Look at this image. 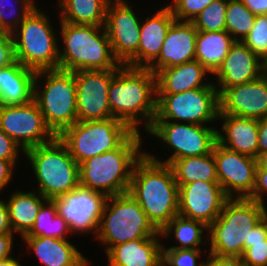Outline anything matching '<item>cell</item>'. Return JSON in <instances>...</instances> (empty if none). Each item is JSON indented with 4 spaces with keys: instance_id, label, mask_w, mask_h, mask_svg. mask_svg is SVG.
<instances>
[{
    "instance_id": "6da1fadb",
    "label": "cell",
    "mask_w": 267,
    "mask_h": 266,
    "mask_svg": "<svg viewBox=\"0 0 267 266\" xmlns=\"http://www.w3.org/2000/svg\"><path fill=\"white\" fill-rule=\"evenodd\" d=\"M108 100L112 118L136 132H140L143 125L146 132L156 116L155 73L149 68L121 65L111 79Z\"/></svg>"
},
{
    "instance_id": "7a4b0ae2",
    "label": "cell",
    "mask_w": 267,
    "mask_h": 266,
    "mask_svg": "<svg viewBox=\"0 0 267 266\" xmlns=\"http://www.w3.org/2000/svg\"><path fill=\"white\" fill-rule=\"evenodd\" d=\"M128 193L159 231L178 215L179 186L171 167L145 153L133 167Z\"/></svg>"
},
{
    "instance_id": "3957f363",
    "label": "cell",
    "mask_w": 267,
    "mask_h": 266,
    "mask_svg": "<svg viewBox=\"0 0 267 266\" xmlns=\"http://www.w3.org/2000/svg\"><path fill=\"white\" fill-rule=\"evenodd\" d=\"M142 137L134 131L118 148L79 164L80 186L106 197L128 193L133 167L145 153Z\"/></svg>"
},
{
    "instance_id": "277c9868",
    "label": "cell",
    "mask_w": 267,
    "mask_h": 266,
    "mask_svg": "<svg viewBox=\"0 0 267 266\" xmlns=\"http://www.w3.org/2000/svg\"><path fill=\"white\" fill-rule=\"evenodd\" d=\"M62 45L59 43L58 69L79 70L118 69L104 26L73 24L60 21ZM63 46V49L61 46Z\"/></svg>"
},
{
    "instance_id": "5b68a950",
    "label": "cell",
    "mask_w": 267,
    "mask_h": 266,
    "mask_svg": "<svg viewBox=\"0 0 267 266\" xmlns=\"http://www.w3.org/2000/svg\"><path fill=\"white\" fill-rule=\"evenodd\" d=\"M265 205L247 198H230L208 227V254L241 258L251 230L265 217Z\"/></svg>"
},
{
    "instance_id": "8992f818",
    "label": "cell",
    "mask_w": 267,
    "mask_h": 266,
    "mask_svg": "<svg viewBox=\"0 0 267 266\" xmlns=\"http://www.w3.org/2000/svg\"><path fill=\"white\" fill-rule=\"evenodd\" d=\"M24 155L37 182L35 190L47 200L61 197L80 186L79 164L58 136L25 150Z\"/></svg>"
},
{
    "instance_id": "52a82bcc",
    "label": "cell",
    "mask_w": 267,
    "mask_h": 266,
    "mask_svg": "<svg viewBox=\"0 0 267 266\" xmlns=\"http://www.w3.org/2000/svg\"><path fill=\"white\" fill-rule=\"evenodd\" d=\"M49 19L44 10L36 6L11 33L15 60L24 67L34 71L58 69L61 40Z\"/></svg>"
},
{
    "instance_id": "ba28073f",
    "label": "cell",
    "mask_w": 267,
    "mask_h": 266,
    "mask_svg": "<svg viewBox=\"0 0 267 266\" xmlns=\"http://www.w3.org/2000/svg\"><path fill=\"white\" fill-rule=\"evenodd\" d=\"M34 100L43 114L46 125L56 136L78 122L73 72L61 69L37 71Z\"/></svg>"
},
{
    "instance_id": "9c48e42d",
    "label": "cell",
    "mask_w": 267,
    "mask_h": 266,
    "mask_svg": "<svg viewBox=\"0 0 267 266\" xmlns=\"http://www.w3.org/2000/svg\"><path fill=\"white\" fill-rule=\"evenodd\" d=\"M159 233L140 204L125 193L107 197L95 238L105 245L106 253L112 246Z\"/></svg>"
},
{
    "instance_id": "30bf717a",
    "label": "cell",
    "mask_w": 267,
    "mask_h": 266,
    "mask_svg": "<svg viewBox=\"0 0 267 266\" xmlns=\"http://www.w3.org/2000/svg\"><path fill=\"white\" fill-rule=\"evenodd\" d=\"M133 132L126 123L110 118L76 122L65 128L58 138L74 160L81 164L88 158L118 148Z\"/></svg>"
},
{
    "instance_id": "8fae6325",
    "label": "cell",
    "mask_w": 267,
    "mask_h": 266,
    "mask_svg": "<svg viewBox=\"0 0 267 266\" xmlns=\"http://www.w3.org/2000/svg\"><path fill=\"white\" fill-rule=\"evenodd\" d=\"M146 133L162 141L172 154L164 160L148 151L145 154L153 161L169 165L184 157L203 156L213 152L217 143V127L172 121H153ZM160 139V140H159ZM161 159V160H160ZM164 160V161H163Z\"/></svg>"
},
{
    "instance_id": "7c38bea8",
    "label": "cell",
    "mask_w": 267,
    "mask_h": 266,
    "mask_svg": "<svg viewBox=\"0 0 267 266\" xmlns=\"http://www.w3.org/2000/svg\"><path fill=\"white\" fill-rule=\"evenodd\" d=\"M156 99V116L153 121L208 126L211 122H218L219 94L216 88H195L175 94H156Z\"/></svg>"
},
{
    "instance_id": "4fadbf2b",
    "label": "cell",
    "mask_w": 267,
    "mask_h": 266,
    "mask_svg": "<svg viewBox=\"0 0 267 266\" xmlns=\"http://www.w3.org/2000/svg\"><path fill=\"white\" fill-rule=\"evenodd\" d=\"M127 0H111L106 11L105 29L114 57L121 65L138 68L141 20Z\"/></svg>"
},
{
    "instance_id": "5bb4252c",
    "label": "cell",
    "mask_w": 267,
    "mask_h": 266,
    "mask_svg": "<svg viewBox=\"0 0 267 266\" xmlns=\"http://www.w3.org/2000/svg\"><path fill=\"white\" fill-rule=\"evenodd\" d=\"M0 128L12 138L23 152L52 141L56 135L46 125L38 104L0 106Z\"/></svg>"
},
{
    "instance_id": "9a60e30c",
    "label": "cell",
    "mask_w": 267,
    "mask_h": 266,
    "mask_svg": "<svg viewBox=\"0 0 267 266\" xmlns=\"http://www.w3.org/2000/svg\"><path fill=\"white\" fill-rule=\"evenodd\" d=\"M117 69L73 72L76 83L78 122L112 118L108 90Z\"/></svg>"
},
{
    "instance_id": "2e32d148",
    "label": "cell",
    "mask_w": 267,
    "mask_h": 266,
    "mask_svg": "<svg viewBox=\"0 0 267 266\" xmlns=\"http://www.w3.org/2000/svg\"><path fill=\"white\" fill-rule=\"evenodd\" d=\"M106 199L102 193L79 186L53 201L74 235L95 233V238Z\"/></svg>"
},
{
    "instance_id": "e0dca14e",
    "label": "cell",
    "mask_w": 267,
    "mask_h": 266,
    "mask_svg": "<svg viewBox=\"0 0 267 266\" xmlns=\"http://www.w3.org/2000/svg\"><path fill=\"white\" fill-rule=\"evenodd\" d=\"M213 155L218 183L226 195L229 198H248L255 186L257 158L231 151L218 143Z\"/></svg>"
},
{
    "instance_id": "ac0fdd59",
    "label": "cell",
    "mask_w": 267,
    "mask_h": 266,
    "mask_svg": "<svg viewBox=\"0 0 267 266\" xmlns=\"http://www.w3.org/2000/svg\"><path fill=\"white\" fill-rule=\"evenodd\" d=\"M179 186L178 215L209 227L230 199L218 182L195 181Z\"/></svg>"
},
{
    "instance_id": "d6986e66",
    "label": "cell",
    "mask_w": 267,
    "mask_h": 266,
    "mask_svg": "<svg viewBox=\"0 0 267 266\" xmlns=\"http://www.w3.org/2000/svg\"><path fill=\"white\" fill-rule=\"evenodd\" d=\"M219 114L260 120L267 117V76L224 89L219 94Z\"/></svg>"
},
{
    "instance_id": "ffe728a7",
    "label": "cell",
    "mask_w": 267,
    "mask_h": 266,
    "mask_svg": "<svg viewBox=\"0 0 267 266\" xmlns=\"http://www.w3.org/2000/svg\"><path fill=\"white\" fill-rule=\"evenodd\" d=\"M264 75V61L242 41H235L212 77L220 94L224 89L255 81Z\"/></svg>"
},
{
    "instance_id": "44dd1931",
    "label": "cell",
    "mask_w": 267,
    "mask_h": 266,
    "mask_svg": "<svg viewBox=\"0 0 267 266\" xmlns=\"http://www.w3.org/2000/svg\"><path fill=\"white\" fill-rule=\"evenodd\" d=\"M198 30L192 22L175 20L169 28L159 57L148 67L156 73L195 60Z\"/></svg>"
},
{
    "instance_id": "7402d4cb",
    "label": "cell",
    "mask_w": 267,
    "mask_h": 266,
    "mask_svg": "<svg viewBox=\"0 0 267 266\" xmlns=\"http://www.w3.org/2000/svg\"><path fill=\"white\" fill-rule=\"evenodd\" d=\"M161 233L112 246L107 252V266H162Z\"/></svg>"
},
{
    "instance_id": "603a6c76",
    "label": "cell",
    "mask_w": 267,
    "mask_h": 266,
    "mask_svg": "<svg viewBox=\"0 0 267 266\" xmlns=\"http://www.w3.org/2000/svg\"><path fill=\"white\" fill-rule=\"evenodd\" d=\"M142 16L138 68H148L159 57L166 34L176 19L168 4L160 7L152 16Z\"/></svg>"
},
{
    "instance_id": "cb8c5ba5",
    "label": "cell",
    "mask_w": 267,
    "mask_h": 266,
    "mask_svg": "<svg viewBox=\"0 0 267 266\" xmlns=\"http://www.w3.org/2000/svg\"><path fill=\"white\" fill-rule=\"evenodd\" d=\"M217 143L243 155L258 158V120L218 114Z\"/></svg>"
},
{
    "instance_id": "d4e9b609",
    "label": "cell",
    "mask_w": 267,
    "mask_h": 266,
    "mask_svg": "<svg viewBox=\"0 0 267 266\" xmlns=\"http://www.w3.org/2000/svg\"><path fill=\"white\" fill-rule=\"evenodd\" d=\"M155 75L156 94H175L195 88H216L213 82L206 80L211 73L197 60L162 68Z\"/></svg>"
},
{
    "instance_id": "484cf974",
    "label": "cell",
    "mask_w": 267,
    "mask_h": 266,
    "mask_svg": "<svg viewBox=\"0 0 267 266\" xmlns=\"http://www.w3.org/2000/svg\"><path fill=\"white\" fill-rule=\"evenodd\" d=\"M21 239L43 266H89L85 257L69 239L23 236ZM29 248V249H28Z\"/></svg>"
},
{
    "instance_id": "4316f807",
    "label": "cell",
    "mask_w": 267,
    "mask_h": 266,
    "mask_svg": "<svg viewBox=\"0 0 267 266\" xmlns=\"http://www.w3.org/2000/svg\"><path fill=\"white\" fill-rule=\"evenodd\" d=\"M37 71L24 67L20 62L0 68V106H15L34 99Z\"/></svg>"
},
{
    "instance_id": "83f0119b",
    "label": "cell",
    "mask_w": 267,
    "mask_h": 266,
    "mask_svg": "<svg viewBox=\"0 0 267 266\" xmlns=\"http://www.w3.org/2000/svg\"><path fill=\"white\" fill-rule=\"evenodd\" d=\"M10 197V198H9ZM5 199L13 233L21 238L27 235L36 221L37 214L47 199L38 191L16 190Z\"/></svg>"
},
{
    "instance_id": "f1b7e54d",
    "label": "cell",
    "mask_w": 267,
    "mask_h": 266,
    "mask_svg": "<svg viewBox=\"0 0 267 266\" xmlns=\"http://www.w3.org/2000/svg\"><path fill=\"white\" fill-rule=\"evenodd\" d=\"M235 42L226 31H198L195 45V60L213 75L229 53Z\"/></svg>"
},
{
    "instance_id": "f546056e",
    "label": "cell",
    "mask_w": 267,
    "mask_h": 266,
    "mask_svg": "<svg viewBox=\"0 0 267 266\" xmlns=\"http://www.w3.org/2000/svg\"><path fill=\"white\" fill-rule=\"evenodd\" d=\"M205 231L208 227L204 223L177 215L160 231L162 239H175V246L163 244V249H202L208 242Z\"/></svg>"
},
{
    "instance_id": "4dcf8cb0",
    "label": "cell",
    "mask_w": 267,
    "mask_h": 266,
    "mask_svg": "<svg viewBox=\"0 0 267 266\" xmlns=\"http://www.w3.org/2000/svg\"><path fill=\"white\" fill-rule=\"evenodd\" d=\"M111 0H60L56 6L59 20L73 24L104 26Z\"/></svg>"
},
{
    "instance_id": "1f68e13d",
    "label": "cell",
    "mask_w": 267,
    "mask_h": 266,
    "mask_svg": "<svg viewBox=\"0 0 267 266\" xmlns=\"http://www.w3.org/2000/svg\"><path fill=\"white\" fill-rule=\"evenodd\" d=\"M169 166L177 185H185L198 180L218 182L213 152L203 156L177 159L172 161Z\"/></svg>"
},
{
    "instance_id": "d6a6232c",
    "label": "cell",
    "mask_w": 267,
    "mask_h": 266,
    "mask_svg": "<svg viewBox=\"0 0 267 266\" xmlns=\"http://www.w3.org/2000/svg\"><path fill=\"white\" fill-rule=\"evenodd\" d=\"M72 234L69 224L57 213L53 200H47L40 208L34 226L25 236L67 239Z\"/></svg>"
},
{
    "instance_id": "836d02e7",
    "label": "cell",
    "mask_w": 267,
    "mask_h": 266,
    "mask_svg": "<svg viewBox=\"0 0 267 266\" xmlns=\"http://www.w3.org/2000/svg\"><path fill=\"white\" fill-rule=\"evenodd\" d=\"M255 18L241 0H228L225 30L235 41H242L251 32Z\"/></svg>"
},
{
    "instance_id": "e575fe53",
    "label": "cell",
    "mask_w": 267,
    "mask_h": 266,
    "mask_svg": "<svg viewBox=\"0 0 267 266\" xmlns=\"http://www.w3.org/2000/svg\"><path fill=\"white\" fill-rule=\"evenodd\" d=\"M35 2L36 0H0V26L7 33H12L38 5Z\"/></svg>"
},
{
    "instance_id": "d590c367",
    "label": "cell",
    "mask_w": 267,
    "mask_h": 266,
    "mask_svg": "<svg viewBox=\"0 0 267 266\" xmlns=\"http://www.w3.org/2000/svg\"><path fill=\"white\" fill-rule=\"evenodd\" d=\"M227 5L228 0H215L191 22L198 31L211 32L225 30Z\"/></svg>"
},
{
    "instance_id": "8d00e7d4",
    "label": "cell",
    "mask_w": 267,
    "mask_h": 266,
    "mask_svg": "<svg viewBox=\"0 0 267 266\" xmlns=\"http://www.w3.org/2000/svg\"><path fill=\"white\" fill-rule=\"evenodd\" d=\"M242 42L262 61L267 59V15H257L251 32Z\"/></svg>"
},
{
    "instance_id": "74e56055",
    "label": "cell",
    "mask_w": 267,
    "mask_h": 266,
    "mask_svg": "<svg viewBox=\"0 0 267 266\" xmlns=\"http://www.w3.org/2000/svg\"><path fill=\"white\" fill-rule=\"evenodd\" d=\"M201 249H163L162 266H205V260H200ZM199 262V263H198Z\"/></svg>"
},
{
    "instance_id": "f35d334b",
    "label": "cell",
    "mask_w": 267,
    "mask_h": 266,
    "mask_svg": "<svg viewBox=\"0 0 267 266\" xmlns=\"http://www.w3.org/2000/svg\"><path fill=\"white\" fill-rule=\"evenodd\" d=\"M215 0H171L168 5L178 21L191 22Z\"/></svg>"
},
{
    "instance_id": "ab89813d",
    "label": "cell",
    "mask_w": 267,
    "mask_h": 266,
    "mask_svg": "<svg viewBox=\"0 0 267 266\" xmlns=\"http://www.w3.org/2000/svg\"><path fill=\"white\" fill-rule=\"evenodd\" d=\"M241 259L245 266H267V240L245 243Z\"/></svg>"
},
{
    "instance_id": "60d3db41",
    "label": "cell",
    "mask_w": 267,
    "mask_h": 266,
    "mask_svg": "<svg viewBox=\"0 0 267 266\" xmlns=\"http://www.w3.org/2000/svg\"><path fill=\"white\" fill-rule=\"evenodd\" d=\"M23 149L0 128V159L18 160Z\"/></svg>"
},
{
    "instance_id": "b9f144b4",
    "label": "cell",
    "mask_w": 267,
    "mask_h": 266,
    "mask_svg": "<svg viewBox=\"0 0 267 266\" xmlns=\"http://www.w3.org/2000/svg\"><path fill=\"white\" fill-rule=\"evenodd\" d=\"M265 194L267 195V168H261L259 165H257L255 186L252 194L247 199L257 201L258 203L267 204V202L265 203L267 200V198H265Z\"/></svg>"
},
{
    "instance_id": "7bdbcfd3",
    "label": "cell",
    "mask_w": 267,
    "mask_h": 266,
    "mask_svg": "<svg viewBox=\"0 0 267 266\" xmlns=\"http://www.w3.org/2000/svg\"><path fill=\"white\" fill-rule=\"evenodd\" d=\"M15 61L14 42L11 33H0V68Z\"/></svg>"
},
{
    "instance_id": "ee69618b",
    "label": "cell",
    "mask_w": 267,
    "mask_h": 266,
    "mask_svg": "<svg viewBox=\"0 0 267 266\" xmlns=\"http://www.w3.org/2000/svg\"><path fill=\"white\" fill-rule=\"evenodd\" d=\"M18 164L17 160H2L0 159V191L2 193V190L10 184L9 182H12L14 172L16 170V165Z\"/></svg>"
},
{
    "instance_id": "f6af8a7d",
    "label": "cell",
    "mask_w": 267,
    "mask_h": 266,
    "mask_svg": "<svg viewBox=\"0 0 267 266\" xmlns=\"http://www.w3.org/2000/svg\"><path fill=\"white\" fill-rule=\"evenodd\" d=\"M14 233L0 234V260L10 257L14 244Z\"/></svg>"
},
{
    "instance_id": "bcb514c9",
    "label": "cell",
    "mask_w": 267,
    "mask_h": 266,
    "mask_svg": "<svg viewBox=\"0 0 267 266\" xmlns=\"http://www.w3.org/2000/svg\"><path fill=\"white\" fill-rule=\"evenodd\" d=\"M205 260V266H245L241 258H219L208 254Z\"/></svg>"
},
{
    "instance_id": "7dc6e473",
    "label": "cell",
    "mask_w": 267,
    "mask_h": 266,
    "mask_svg": "<svg viewBox=\"0 0 267 266\" xmlns=\"http://www.w3.org/2000/svg\"><path fill=\"white\" fill-rule=\"evenodd\" d=\"M263 240H267V219L265 217L251 230L249 243L263 242Z\"/></svg>"
},
{
    "instance_id": "c3c4849f",
    "label": "cell",
    "mask_w": 267,
    "mask_h": 266,
    "mask_svg": "<svg viewBox=\"0 0 267 266\" xmlns=\"http://www.w3.org/2000/svg\"><path fill=\"white\" fill-rule=\"evenodd\" d=\"M267 151V117L258 120V157Z\"/></svg>"
},
{
    "instance_id": "681fc988",
    "label": "cell",
    "mask_w": 267,
    "mask_h": 266,
    "mask_svg": "<svg viewBox=\"0 0 267 266\" xmlns=\"http://www.w3.org/2000/svg\"><path fill=\"white\" fill-rule=\"evenodd\" d=\"M13 233L5 199H0V234Z\"/></svg>"
},
{
    "instance_id": "f907efd6",
    "label": "cell",
    "mask_w": 267,
    "mask_h": 266,
    "mask_svg": "<svg viewBox=\"0 0 267 266\" xmlns=\"http://www.w3.org/2000/svg\"><path fill=\"white\" fill-rule=\"evenodd\" d=\"M254 15H267V0H241Z\"/></svg>"
},
{
    "instance_id": "816d5d0a",
    "label": "cell",
    "mask_w": 267,
    "mask_h": 266,
    "mask_svg": "<svg viewBox=\"0 0 267 266\" xmlns=\"http://www.w3.org/2000/svg\"><path fill=\"white\" fill-rule=\"evenodd\" d=\"M0 266H22V264H20V260L14 257V256H10L6 259L0 260Z\"/></svg>"
},
{
    "instance_id": "f5cc1de1",
    "label": "cell",
    "mask_w": 267,
    "mask_h": 266,
    "mask_svg": "<svg viewBox=\"0 0 267 266\" xmlns=\"http://www.w3.org/2000/svg\"><path fill=\"white\" fill-rule=\"evenodd\" d=\"M257 160H258V165L261 168H267V151L261 153L257 158Z\"/></svg>"
},
{
    "instance_id": "db71d44e",
    "label": "cell",
    "mask_w": 267,
    "mask_h": 266,
    "mask_svg": "<svg viewBox=\"0 0 267 266\" xmlns=\"http://www.w3.org/2000/svg\"><path fill=\"white\" fill-rule=\"evenodd\" d=\"M264 74L267 76V59L264 61Z\"/></svg>"
},
{
    "instance_id": "11a10c76",
    "label": "cell",
    "mask_w": 267,
    "mask_h": 266,
    "mask_svg": "<svg viewBox=\"0 0 267 266\" xmlns=\"http://www.w3.org/2000/svg\"><path fill=\"white\" fill-rule=\"evenodd\" d=\"M0 33H7V32L0 26Z\"/></svg>"
},
{
    "instance_id": "9f6ffc18",
    "label": "cell",
    "mask_w": 267,
    "mask_h": 266,
    "mask_svg": "<svg viewBox=\"0 0 267 266\" xmlns=\"http://www.w3.org/2000/svg\"><path fill=\"white\" fill-rule=\"evenodd\" d=\"M265 218L267 219V206L265 205Z\"/></svg>"
}]
</instances>
